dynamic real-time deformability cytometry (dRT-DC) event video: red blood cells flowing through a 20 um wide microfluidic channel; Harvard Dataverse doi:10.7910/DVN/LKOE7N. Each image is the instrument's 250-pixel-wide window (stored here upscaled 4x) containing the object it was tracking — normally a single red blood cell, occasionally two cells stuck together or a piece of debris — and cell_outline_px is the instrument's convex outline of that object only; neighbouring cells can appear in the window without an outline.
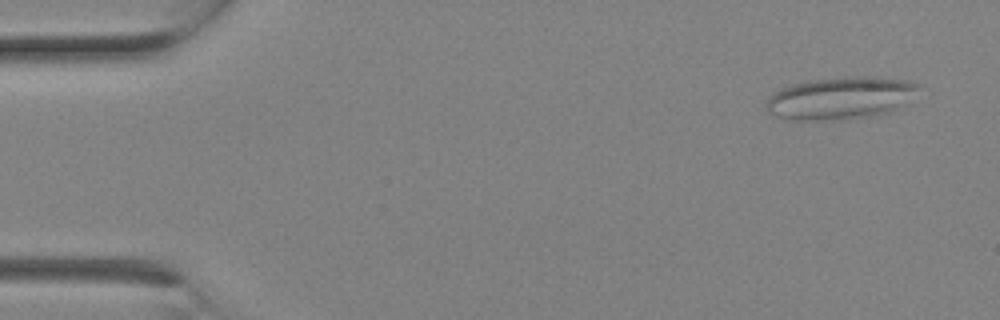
{"species": "Egyptian fruit bat (a non-hibernating species)", "species_latin": "Rousettus aegyptiacus", "temperature_condition": "room temperature", "stored_images_in_passage": 2, "camera_frame_rate_fps": 3000, "um_per_image_px": 0.085, "animal": {"sex": "female"}, "frame": {"image": 1, "passage_image": 1, "time_ms": 0.0, "image_size_px": [1000, 320], "cell_outline_px": [[920, 84], [904, 104], [888, 112], [868, 116], [820, 120], [792, 120], [776, 116], [768, 112], [764, 104], [768, 96], [772, 92], [780, 88], [792, 84], [808, 80], [848, 76], [876, 76], [908, 80]], "centroid_in_image_um": [71.36, 8.31], "position_along_channel_um": 13.6, "area_um2": 37.57}}